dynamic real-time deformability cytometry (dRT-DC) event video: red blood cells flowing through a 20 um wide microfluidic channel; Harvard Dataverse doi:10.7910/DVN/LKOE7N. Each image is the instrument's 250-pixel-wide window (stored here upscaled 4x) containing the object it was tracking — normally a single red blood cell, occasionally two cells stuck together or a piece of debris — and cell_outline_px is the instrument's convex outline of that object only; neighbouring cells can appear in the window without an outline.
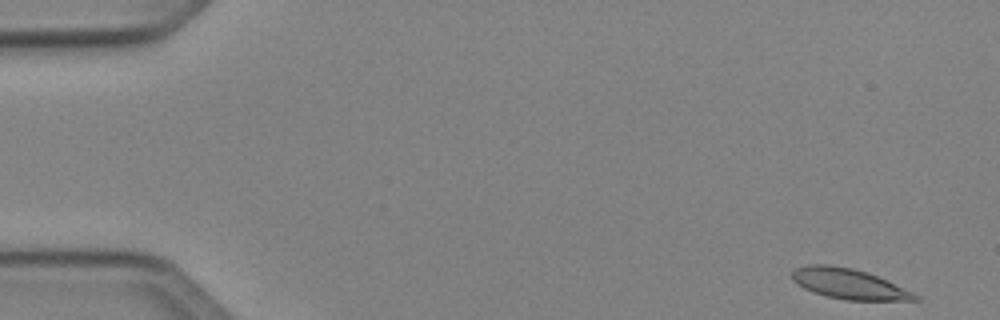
{"species": "Egyptian fruit bat (a non-hibernating species)", "species_latin": "Rousettus aegyptiacus", "temperature_condition": "cold", "stored_images_in_passage": 49, "camera_frame_rate_fps": 3000, "um_per_image_px": 0.085, "animal": {"sex": "female"}, "frame": {"image": 1, "passage_image": 1, "time_ms": 0.0, "image_size_px": [1000, 320], "cell_outline_px": [[920, 300], [844, 300], [828, 296], [804, 288], [796, 284], [792, 280], [792, 272], [796, 268], [808, 264], [828, 264], [852, 268], [876, 276], [912, 292], [920, 296]], "centroid_in_image_um": [72.11, 24.12], "position_along_channel_um": 12.9, "area_um2": 21.33}}
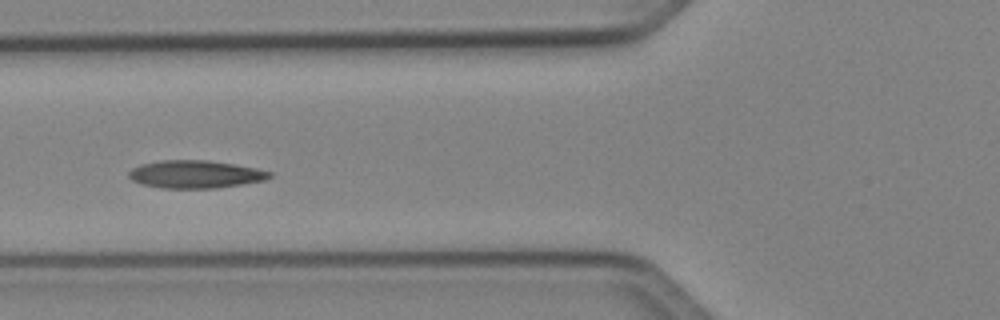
{"frame": {"image": 2, "passage_image": 18, "time_ms": 5.667, "image_size_px": [1000, 320], "cell_outline_px": [[272, 176], [264, 180], [216, 188], [160, 188], [144, 184], [132, 180], [128, 176], [128, 172], [132, 168], [140, 164], [160, 160], [208, 160], [256, 168], [272, 172]], "centroid_in_image_um": [16.57, 14.81], "position_along_channel_um": 109.2, "area_um2": 22.66}}
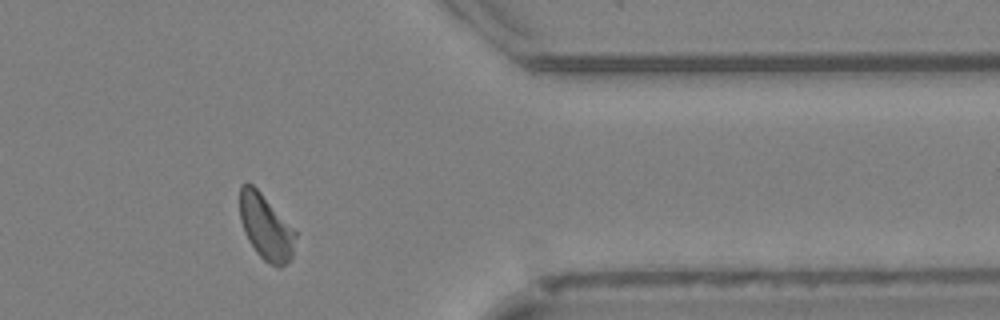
{"frame": {"image": 3, "passage_image": 40, "time_ms": 13.0, "image_size_px": [1000, 320], "cell_outline_px": [[296, 236], [292, 256], [280, 268], [264, 260], [256, 252], [248, 240], [244, 232], [240, 220], [240, 184], [252, 184], [260, 192], [296, 232]], "centroid_in_image_um": [22.57, 19.31], "position_along_channel_um": 388.8, "area_um2": 20.75}, "authors_computed_cell_mechanics": {"area_um2": 21.5016, "velocity_mm_per_s": 4.0267, "shape_relaxation_time_tau1_ms": 3.9068, "shape_relaxation_time_tau2_ms": 2.3529, "deformation_change_tau1": 0.1118, "deformation_change_tau2": 0.0781}}